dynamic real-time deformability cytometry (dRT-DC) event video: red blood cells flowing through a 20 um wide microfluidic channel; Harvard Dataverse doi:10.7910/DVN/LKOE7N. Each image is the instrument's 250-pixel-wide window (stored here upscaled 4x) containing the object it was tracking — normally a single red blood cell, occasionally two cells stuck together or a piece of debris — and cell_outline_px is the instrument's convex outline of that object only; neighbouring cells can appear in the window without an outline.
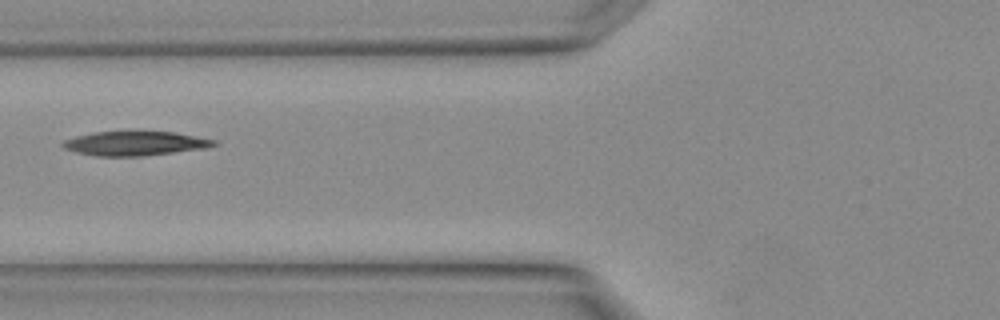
{"species": "Egyptian fruit bat (a non-hibernating species)", "species_latin": "Rousettus aegyptiacus", "temperature_condition": "warm", "stored_images_in_passage": 3, "camera_frame_rate_fps": 3000, "um_per_image_px": 0.085, "animal": {"sex": "female"}, "frame": {"image": 1, "passage_image": 3, "time_ms": 0.667, "image_size_px": [1000, 320], "cell_outline_px": [[220, 144], [208, 148], [144, 156], [96, 156], [76, 152], [64, 148], [60, 144], [64, 140], [76, 136], [96, 132], [176, 132], [216, 140]], "centroid_in_image_um": [11.53, 12.2], "position_along_channel_um": 114.3, "area_um2": 21.39}}